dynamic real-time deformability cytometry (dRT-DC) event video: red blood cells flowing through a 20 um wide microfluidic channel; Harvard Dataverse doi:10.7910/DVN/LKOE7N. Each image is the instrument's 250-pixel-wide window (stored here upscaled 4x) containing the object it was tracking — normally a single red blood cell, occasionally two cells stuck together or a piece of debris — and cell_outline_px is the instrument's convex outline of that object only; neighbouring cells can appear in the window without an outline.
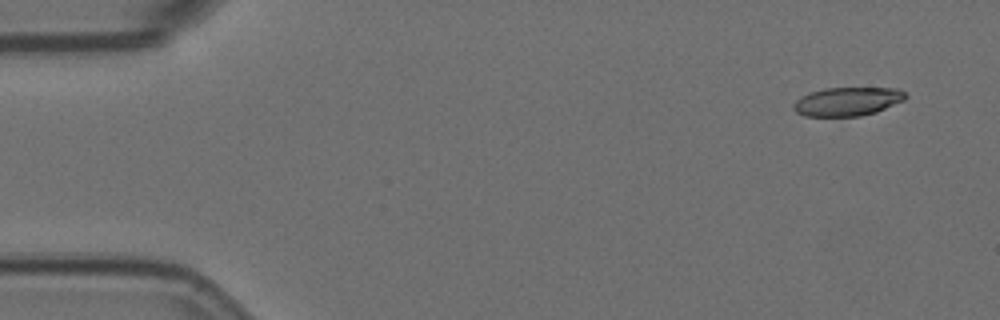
{"species": "Egyptian fruit bat (a non-hibernating species)", "species_latin": "Rousettus aegyptiacus", "temperature_condition": "room temperature", "stored_images_in_passage": 6, "segment_of_instrument_passage": [1, 2], "camera_frame_rate_fps": 3000, "um_per_image_px": 0.085, "animal": {"sex": "female"}, "frame": {"image": 1, "passage_image": 1, "time_ms": 0.0, "image_size_px": [1000, 320], "cell_outline_px": [[908, 96], [904, 100], [876, 112], [860, 116], [804, 116], [796, 112], [792, 108], [792, 104], [800, 96], [808, 92], [824, 88], [900, 88]], "centroid_in_image_um": [72.0, 8.62], "position_along_channel_um": 13.0, "area_um2": 18.9}}
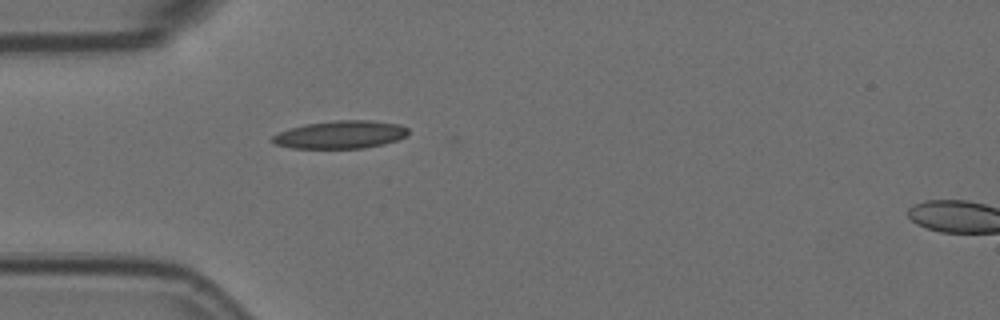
{"frame": {"image": 2, "passage_image": 5, "time_ms": 1.333, "image_size_px": [1000, 320], "cell_outline_px": [[408, 136], [384, 144], [364, 148], [292, 148], [276, 144], [272, 140], [272, 136], [288, 128], [304, 124], [336, 120], [368, 120], [400, 124], [408, 128]], "centroid_in_image_um": [28.96, 11.44], "position_along_channel_um": 56.0, "area_um2": 22.08}}